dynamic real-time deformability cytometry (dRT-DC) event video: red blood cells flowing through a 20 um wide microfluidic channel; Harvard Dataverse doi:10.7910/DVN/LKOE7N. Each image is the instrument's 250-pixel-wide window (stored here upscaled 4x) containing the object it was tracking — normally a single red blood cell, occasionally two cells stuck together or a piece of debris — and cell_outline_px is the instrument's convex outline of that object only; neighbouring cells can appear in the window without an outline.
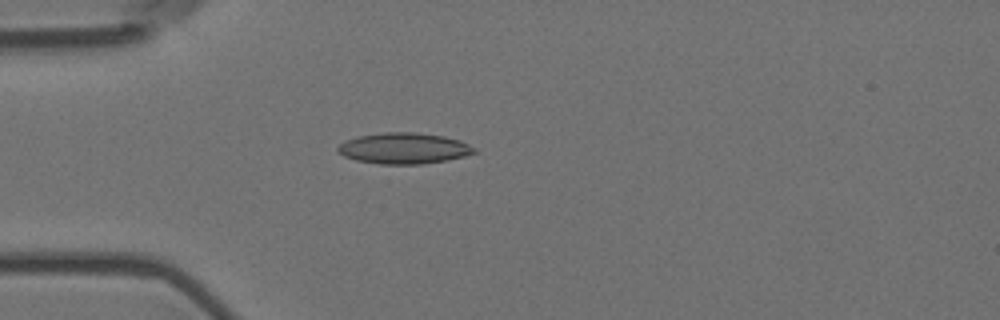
{"species": "Egyptian fruit bat (a non-hibernating species)", "species_latin": "Rousettus aegyptiacus", "temperature_condition": "room temperature", "stored_images_in_passage": 6, "camera_frame_rate_fps": 3000, "um_per_image_px": 0.085, "animal": {"sex": "female"}, "frame": {"image": 1, "passage_image": 6, "time_ms": 1.667, "image_size_px": [1000, 320], "cell_outline_px": [[476, 152], [464, 156], [448, 160], [420, 164], [380, 164], [356, 160], [344, 156], [336, 148], [344, 140], [356, 136], [384, 132], [416, 132], [444, 136], [460, 140], [476, 148]], "centroid_in_image_um": [34.33, 12.6], "position_along_channel_um": 50.7, "area_um2": 24.74}}